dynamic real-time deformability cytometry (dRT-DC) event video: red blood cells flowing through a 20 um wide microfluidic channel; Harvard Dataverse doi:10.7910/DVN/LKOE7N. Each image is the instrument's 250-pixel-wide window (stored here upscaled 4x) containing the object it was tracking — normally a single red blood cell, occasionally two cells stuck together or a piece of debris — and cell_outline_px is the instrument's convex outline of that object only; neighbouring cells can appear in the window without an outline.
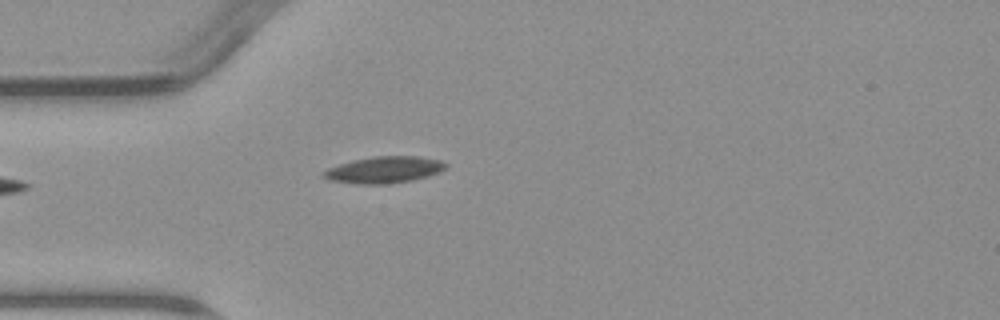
{"species": "common noctule bat (a hibernating species)", "species_latin": "Nyctalus noctula", "temperature_condition": "warm", "stored_images_in_passage": 2, "camera_frame_rate_fps": 3000, "um_per_image_px": 0.085, "animal": {"sex": "male", "body_mass_g": 23.1, "forearm_length_mm": 52.7}, "frame": {"image": 1, "passage_image": 2, "time_ms": 1.333, "image_size_px": [1000, 320], "cell_outline_px": [[448, 164], [440, 172], [412, 180], [388, 184], [360, 184], [332, 180], [320, 176], [328, 168], [352, 160], [376, 156], [416, 156], [440, 160]], "centroid_in_image_um": [32.66, 14.43], "position_along_channel_um": 52.3, "area_um2": 18.73}}